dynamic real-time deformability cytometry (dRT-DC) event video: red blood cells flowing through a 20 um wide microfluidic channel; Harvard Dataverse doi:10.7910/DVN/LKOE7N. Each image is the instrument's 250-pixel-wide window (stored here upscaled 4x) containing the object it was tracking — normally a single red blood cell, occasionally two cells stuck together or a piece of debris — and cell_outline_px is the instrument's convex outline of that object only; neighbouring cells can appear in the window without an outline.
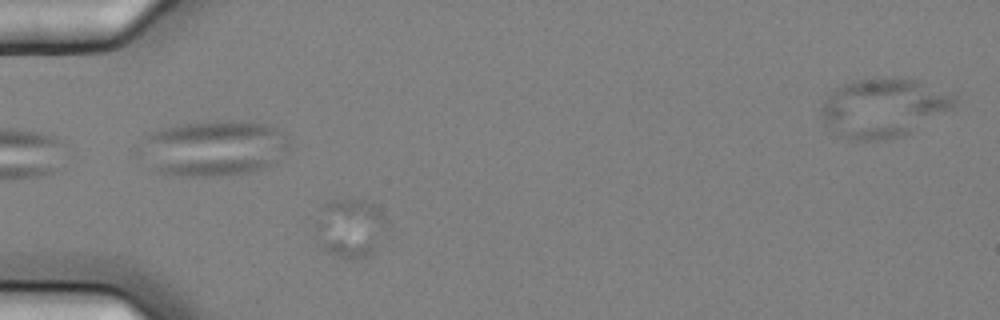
{"species": "common noctule bat (a hibernating species)", "species_latin": "Nyctalus noctula", "temperature_condition": "cold", "stored_images_in_passage": 7, "camera_frame_rate_fps": 3000, "um_per_image_px": 0.085, "animal": {"sex": "female", "body_mass_g": 25.1}, "frame": {"image": 1, "passage_image": 6, "time_ms": 1.667, "image_size_px": [1000, 320], "cell_outline_px": [[388, 228], [372, 252], [364, 256], [352, 260], [340, 256], [324, 248], [320, 240], [316, 220], [320, 208], [328, 200], [360, 196], [376, 204], [384, 216]], "centroid_in_image_um": [29.81, 19.26], "position_along_channel_um": 55.2, "area_um2": 24.57}}